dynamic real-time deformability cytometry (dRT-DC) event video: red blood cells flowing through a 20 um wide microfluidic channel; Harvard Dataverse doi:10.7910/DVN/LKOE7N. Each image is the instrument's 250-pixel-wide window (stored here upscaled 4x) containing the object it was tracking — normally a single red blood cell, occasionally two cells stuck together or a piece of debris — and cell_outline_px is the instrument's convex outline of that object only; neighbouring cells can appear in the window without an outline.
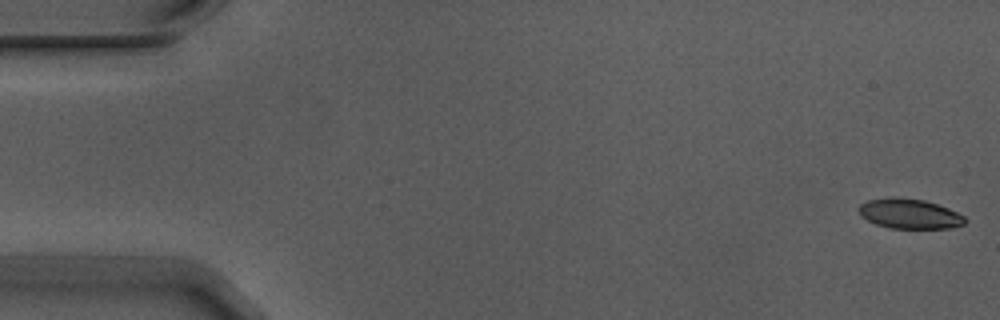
{"species": "Egyptian fruit bat (a non-hibernating species)", "species_latin": "Rousettus aegyptiacus", "temperature_condition": "warm", "stored_images_in_passage": 5, "camera_frame_rate_fps": 3000, "um_per_image_px": 0.085, "animal": {"sex": "male"}, "frame": {"image": 1, "passage_image": 1, "time_ms": 0.0, "image_size_px": [1000, 320], "cell_outline_px": [[968, 220], [964, 224], [952, 228], [892, 228], [876, 224], [860, 216], [860, 204], [868, 200], [892, 196], [896, 196], [924, 200], [948, 208], [964, 216]], "centroid_in_image_um": [77.32, 18.16], "position_along_channel_um": 7.7, "area_um2": 18.5}}
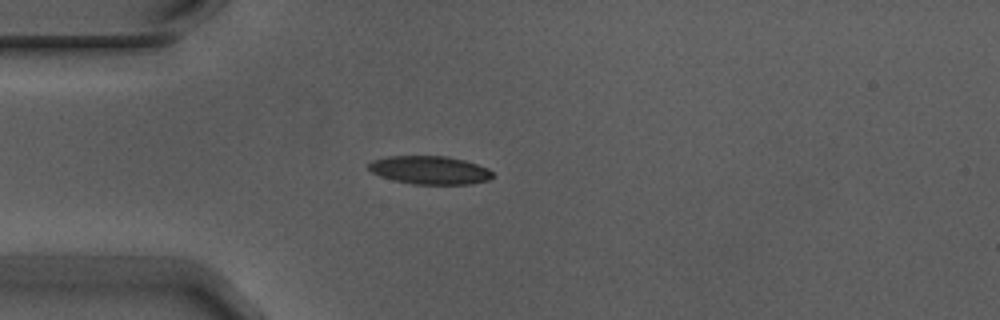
{"frame": {"image": 2, "passage_image": 4, "time_ms": 1.0, "image_size_px": [1000, 320], "cell_outline_px": [[496, 176], [488, 180], [472, 184], [412, 184], [380, 176], [372, 172], [368, 168], [368, 164], [372, 160], [388, 156], [448, 156], [464, 160], [488, 168]], "centroid_in_image_um": [36.56, 14.46], "position_along_channel_um": 48.4, "area_um2": 20.46}}